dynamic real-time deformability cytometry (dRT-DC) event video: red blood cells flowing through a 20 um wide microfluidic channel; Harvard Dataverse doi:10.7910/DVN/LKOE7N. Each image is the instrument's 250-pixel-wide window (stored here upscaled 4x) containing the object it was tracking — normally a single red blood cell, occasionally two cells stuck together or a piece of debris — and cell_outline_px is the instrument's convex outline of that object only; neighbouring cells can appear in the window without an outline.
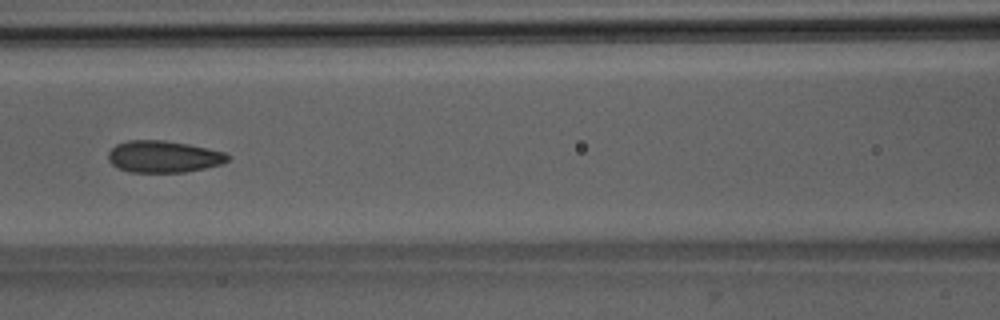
{"species": "Egyptian fruit bat (a non-hibernating species)", "species_latin": "Rousettus aegyptiacus", "temperature_condition": "room temperature", "stored_images_in_passage": 6, "camera_frame_rate_fps": 3000, "um_per_image_px": 0.085, "animal": {"sex": "male"}, "frame": {"image": 1, "passage_image": 5, "time_ms": 4.667, "image_size_px": [1000, 320], "cell_outline_px": [[232, 156], [228, 160], [220, 164], [204, 168], [184, 172], [128, 172], [112, 164], [108, 160], [108, 152], [116, 144], [128, 140], [164, 140], [188, 144], [208, 148], [224, 152]], "centroid_in_image_um": [13.89, 13.3], "position_along_channel_um": 152.7, "area_um2": 22.14}}